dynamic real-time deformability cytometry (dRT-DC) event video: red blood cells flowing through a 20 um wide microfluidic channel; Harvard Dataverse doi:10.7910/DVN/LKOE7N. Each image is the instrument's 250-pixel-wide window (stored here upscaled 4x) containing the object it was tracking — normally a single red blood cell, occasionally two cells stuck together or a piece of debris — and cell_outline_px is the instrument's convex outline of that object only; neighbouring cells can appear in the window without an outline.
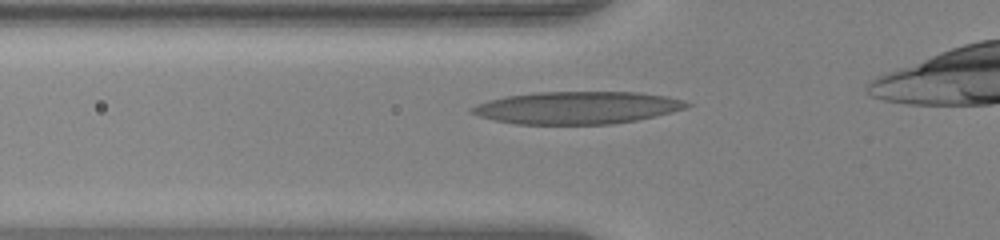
{"species": "human", "species_latin": "Homo sapiens", "temperature_condition": "warm", "stored_images_in_passage": 30, "camera_frame_rate_fps": 3000, "um_per_image_px": 0.085, "donor": {"sex": "female"}, "frame": {"image": 1, "passage_image": 4, "time_ms": 1.0, "image_size_px": [1000, 240], "cell_outline_px": [[692, 104], [684, 108], [672, 112], [636, 120], [612, 124], [516, 124], [496, 120], [480, 116], [468, 112], [468, 108], [476, 104], [488, 100], [508, 96], [536, 92], [640, 92], [668, 96], [684, 100]], "centroid_in_image_um": [49.05, 9.15], "position_along_channel_um": 76.8, "area_um2": 40.63}}
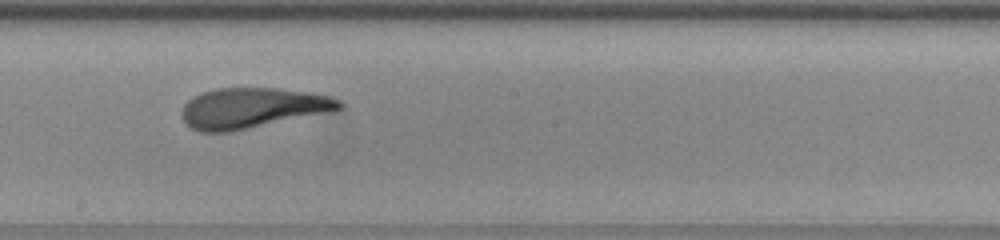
{"frame": {"image": 2, "passage_image": 15, "time_ms": 4.667, "image_size_px": [1000, 240], "cell_outline_px": [[344, 108], [336, 112], [228, 132], [200, 132], [192, 128], [184, 120], [184, 104], [192, 96], [200, 92], [216, 88], [276, 88], [308, 92], [332, 96], [340, 100], [344, 104]], "centroid_in_image_um": [21.55, 9.18], "position_along_channel_um": 226.7, "area_um2": 37.45}}
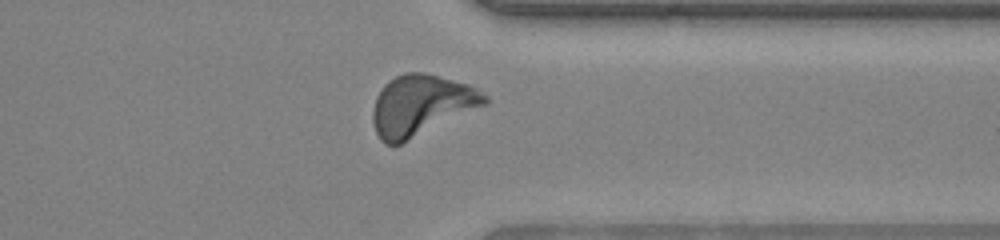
{"frame": {"image": 3, "passage_image": 26, "time_ms": 8.333, "image_size_px": [1000, 240], "cell_outline_px": [[488, 104], [400, 144], [384, 144], [380, 140], [376, 132], [372, 120], [372, 112], [376, 96], [384, 84], [388, 80], [404, 72], [424, 72], [468, 84], [476, 88], [488, 96]], "centroid_in_image_um": [35.79, 8.94], "position_along_channel_um": 375.6, "area_um2": 39.65}}